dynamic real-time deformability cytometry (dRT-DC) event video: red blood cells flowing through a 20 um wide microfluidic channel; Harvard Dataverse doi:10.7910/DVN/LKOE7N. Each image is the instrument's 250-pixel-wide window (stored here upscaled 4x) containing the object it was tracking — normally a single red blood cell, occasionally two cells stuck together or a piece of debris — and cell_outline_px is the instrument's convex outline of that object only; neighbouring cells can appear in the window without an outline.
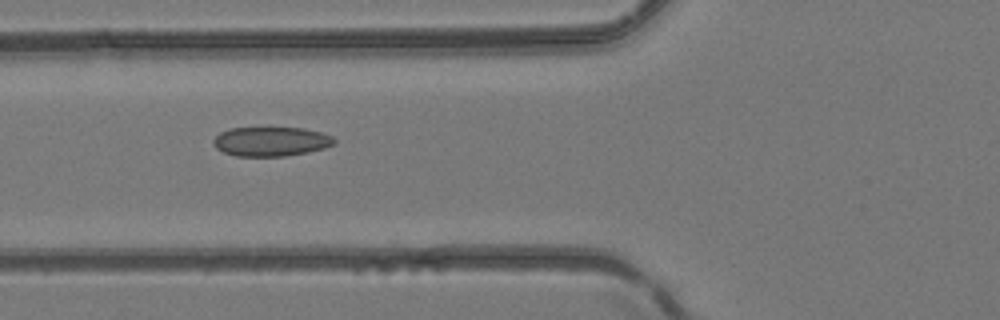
{"species": "common noctule bat (a hibernating species)", "species_latin": "Nyctalus noctula", "temperature_condition": "room temperature", "stored_images_in_passage": 4, "camera_frame_rate_fps": 3000, "um_per_image_px": 0.085, "animal": {"sex": "female", "body_mass_g": 24.6, "forearm_length_mm": 56.2}, "frame": {"image": 1, "passage_image": 3, "time_ms": 2.333, "image_size_px": [1000, 320], "cell_outline_px": [[336, 144], [324, 148], [308, 152], [284, 156], [236, 156], [224, 152], [216, 148], [212, 140], [220, 132], [232, 128], [304, 128], [320, 132], [332, 136], [336, 140]], "centroid_in_image_um": [23.05, 12.03], "position_along_channel_um": 102.8, "area_um2": 20.63}}
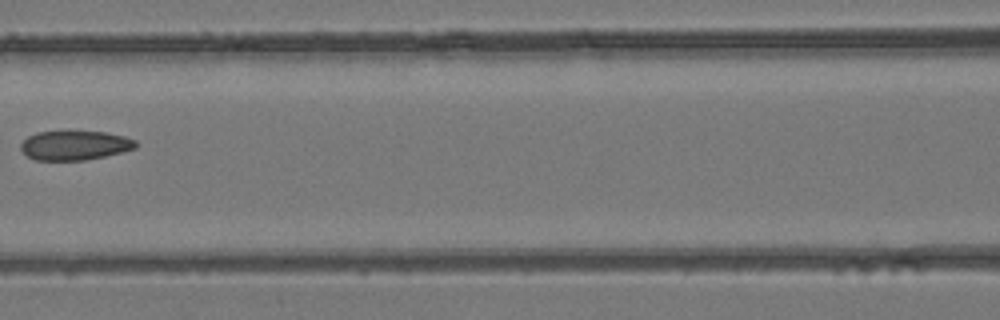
{"frame": {"image": 2, "passage_image": 4, "time_ms": 3.667, "image_size_px": [1000, 320], "cell_outline_px": [[140, 144], [136, 148], [104, 156], [84, 160], [36, 160], [28, 156], [20, 148], [20, 144], [28, 136], [36, 132], [104, 132], [124, 136], [136, 140]], "centroid_in_image_um": [6.37, 12.36], "position_along_channel_um": 160.2, "area_um2": 19.48}}